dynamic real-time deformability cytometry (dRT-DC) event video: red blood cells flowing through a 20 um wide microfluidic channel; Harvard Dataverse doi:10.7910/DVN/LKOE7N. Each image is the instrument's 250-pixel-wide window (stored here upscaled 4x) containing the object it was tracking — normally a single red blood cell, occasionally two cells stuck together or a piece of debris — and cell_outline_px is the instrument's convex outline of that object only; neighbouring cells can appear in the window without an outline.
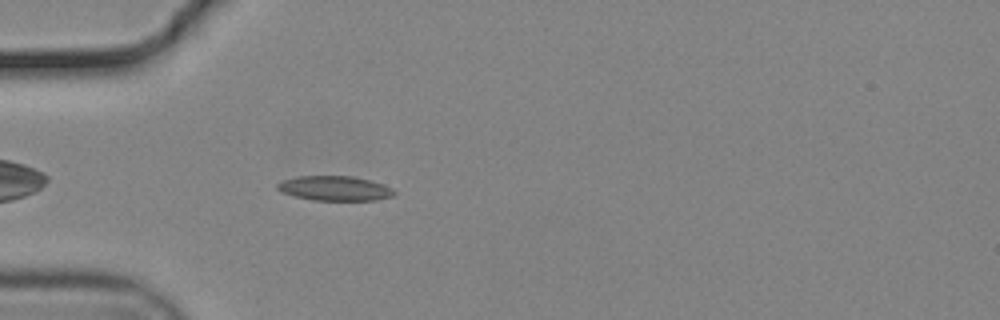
{"species": "common noctule bat (a hibernating species)", "species_latin": "Nyctalus noctula", "temperature_condition": "cold", "stored_images_in_passage": 43, "camera_frame_rate_fps": 3000, "um_per_image_px": 0.085, "animal": {"sex": "male", "body_mass_g": 19.2, "forearm_length_mm": 51.8}, "frame": {"image": 1, "passage_image": 5, "time_ms": 1.333, "image_size_px": [1000, 320], "cell_outline_px": [[396, 192], [392, 196], [376, 200], [312, 200], [280, 192], [276, 188], [276, 184], [284, 180], [300, 176], [352, 176], [384, 184], [392, 188]], "centroid_in_image_um": [28.45, 16.01], "position_along_channel_um": 56.5, "area_um2": 16.7}}
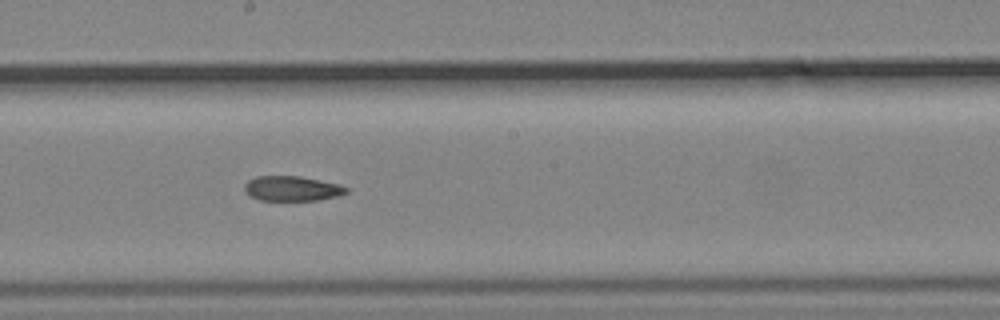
{"frame": {"image": 2, "passage_image": 19, "time_ms": 6.0, "image_size_px": [1000, 320], "cell_outline_px": [[348, 192], [340, 196], [316, 200], [260, 200], [248, 196], [244, 192], [244, 184], [248, 180], [256, 176], [300, 176], [340, 184], [348, 188]], "centroid_in_image_um": [24.81, 16.02], "position_along_channel_um": 223.4, "area_um2": 14.97}}
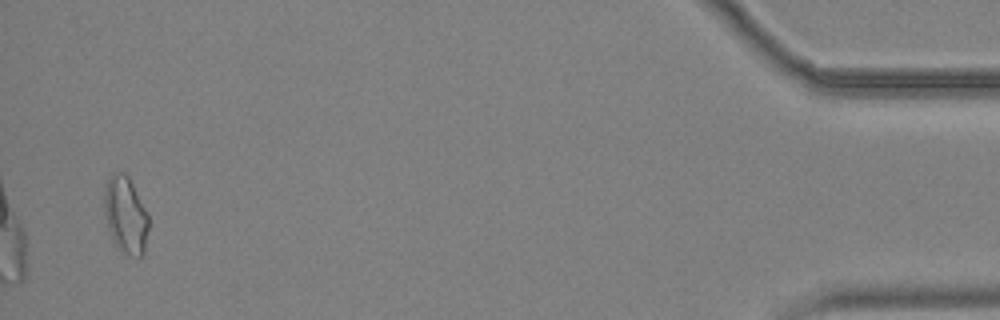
{"frame": {"image": 3, "passage_image": 42, "time_ms": 13.667, "image_size_px": [1000, 320], "cell_outline_px": [[148, 228], [144, 256], [140, 260], [124, 252], [112, 240], [104, 216], [104, 188], [112, 172], [124, 172], [128, 176], [148, 216]], "centroid_in_image_um": [10.66, 18.31], "position_along_channel_um": 424.5, "area_um2": 19.88}, "authors_computed_cell_mechanics": {"area_um2": 15.895, "velocity_mm_per_s": 3.7113, "shape_relaxation_time_tau1_ms": null, "shape_relaxation_time_tau2_ms": 8.9519, "deformation_change_tau1": null, "deformation_change_tau2": 0.1739}}